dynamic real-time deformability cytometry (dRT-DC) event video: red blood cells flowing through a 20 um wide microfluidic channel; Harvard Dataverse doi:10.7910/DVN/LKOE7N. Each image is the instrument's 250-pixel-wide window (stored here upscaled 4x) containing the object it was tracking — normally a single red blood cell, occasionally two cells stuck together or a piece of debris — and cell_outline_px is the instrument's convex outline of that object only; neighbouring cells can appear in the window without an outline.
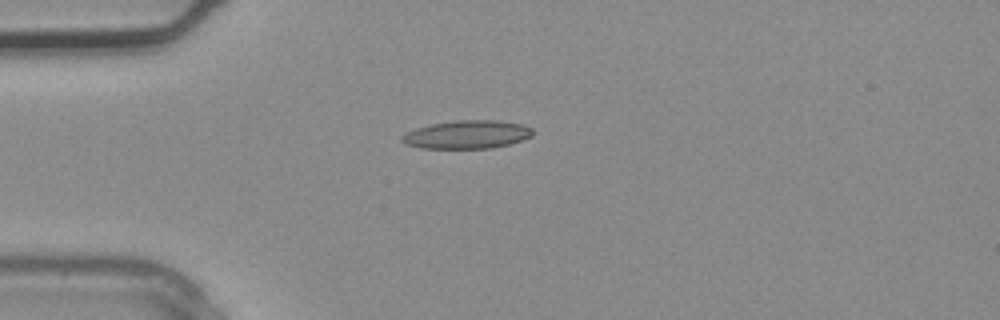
{"species": "common noctule bat (a hibernating species)", "species_latin": "Nyctalus noctula", "temperature_condition": "warm", "stored_images_in_passage": 2, "camera_frame_rate_fps": 3000, "um_per_image_px": 0.085, "animal": {"sex": "male", "body_mass_g": 20.4}, "frame": {"image": 1, "passage_image": 2, "time_ms": 0.333, "image_size_px": [1000, 320], "cell_outline_px": [[532, 136], [524, 140], [492, 148], [420, 148], [408, 144], [400, 140], [400, 136], [416, 128], [432, 124], [456, 120], [500, 120], [524, 124], [532, 128]], "centroid_in_image_um": [39.74, 11.43], "position_along_channel_um": 45.3, "area_um2": 21.56}}